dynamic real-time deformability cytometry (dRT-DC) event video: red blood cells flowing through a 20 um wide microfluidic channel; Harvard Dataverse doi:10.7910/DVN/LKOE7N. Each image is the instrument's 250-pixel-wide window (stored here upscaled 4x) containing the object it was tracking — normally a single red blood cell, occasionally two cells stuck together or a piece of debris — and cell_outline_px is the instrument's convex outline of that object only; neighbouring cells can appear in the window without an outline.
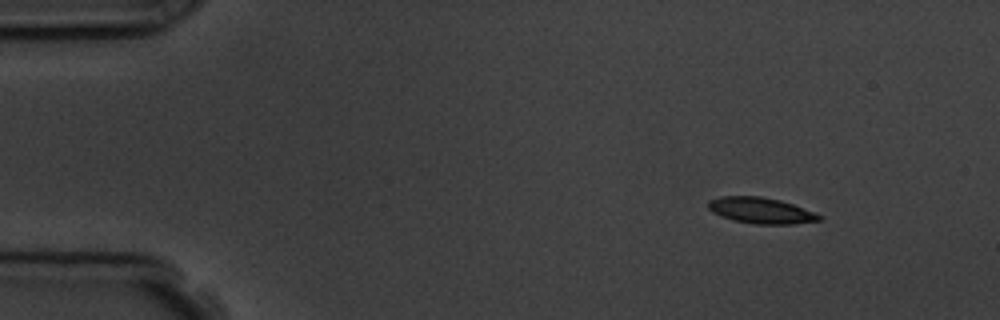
{"species": "common noctule bat (a hibernating species)", "species_latin": "Nyctalus noctula", "temperature_condition": "room temperature", "stored_images_in_passage": 10, "camera_frame_rate_fps": 3000, "um_per_image_px": 0.085, "animal": {"sex": "male", "body_mass_g": 19.5, "forearm_length_mm": 54.6}, "frame": {"image": 1, "passage_image": 2, "time_ms": 1.0, "image_size_px": [1000, 320], "cell_outline_px": [[824, 216], [820, 220], [792, 224], [756, 224], [732, 220], [720, 216], [712, 212], [708, 208], [708, 200], [720, 196], [760, 196], [780, 200], [792, 204]], "centroid_in_image_um": [64.64, 17.89], "position_along_channel_um": 20.4, "area_um2": 16.82}}
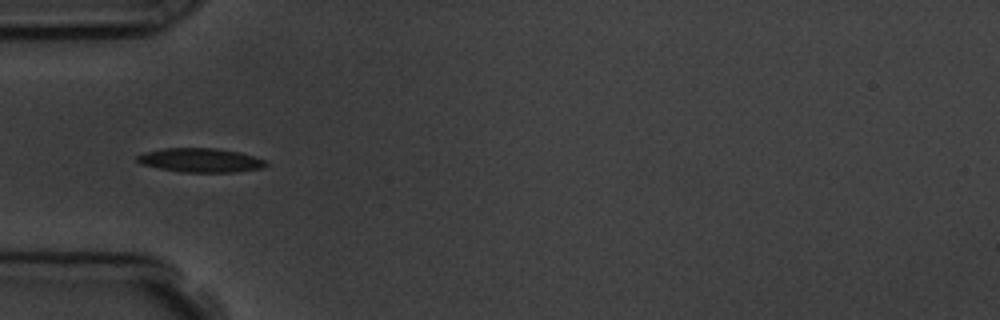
{"frame": {"image": 2, "passage_image": 5, "time_ms": 4.667, "image_size_px": [1000, 320], "cell_outline_px": [[268, 164], [264, 168], [236, 172], [180, 172], [140, 164], [136, 160], [136, 156], [144, 152], [164, 148], [216, 148], [240, 152], [264, 160]], "centroid_in_image_um": [17.03, 13.62], "position_along_channel_um": 68.0, "area_um2": 18.09}}
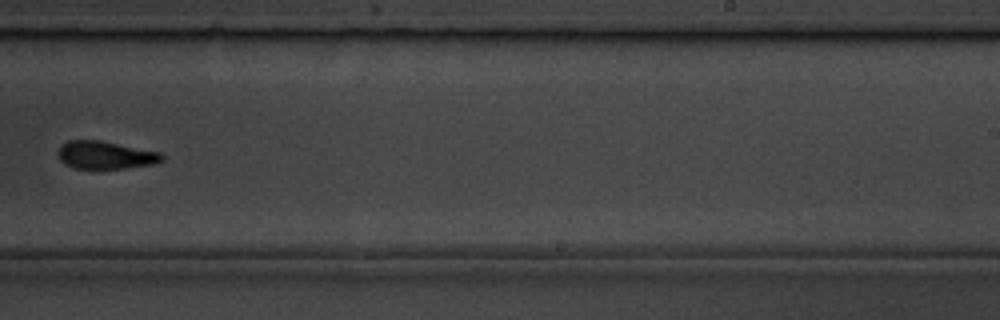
{"frame": {"image": 3, "passage_image": 10, "time_ms": 10.333, "image_size_px": [1000, 320], "cell_outline_px": [[164, 160], [152, 164], [128, 168], [72, 168], [64, 164], [60, 160], [56, 152], [60, 144], [68, 140], [100, 140], [160, 152], [164, 156]], "centroid_in_image_um": [8.91, 13.17], "position_along_channel_um": 280.1, "area_um2": 16.99}}